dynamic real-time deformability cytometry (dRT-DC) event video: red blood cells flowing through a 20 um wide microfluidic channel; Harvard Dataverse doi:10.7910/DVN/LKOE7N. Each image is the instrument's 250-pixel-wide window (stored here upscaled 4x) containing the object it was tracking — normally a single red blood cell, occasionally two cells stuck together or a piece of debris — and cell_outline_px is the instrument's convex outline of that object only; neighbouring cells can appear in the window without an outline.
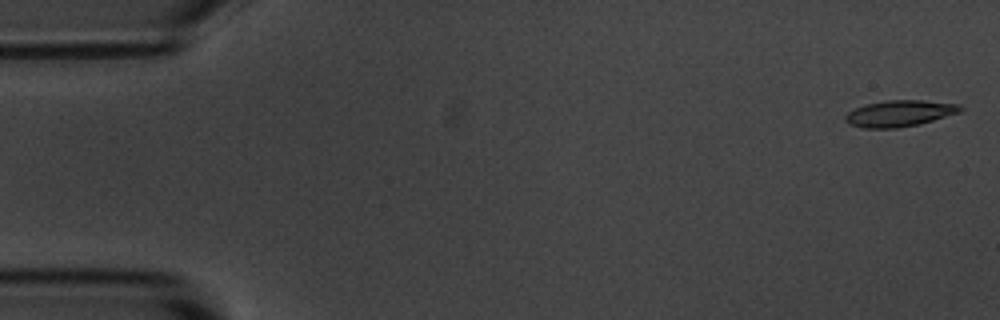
{"species": "common noctule bat (a hibernating species)", "species_latin": "Nyctalus noctula", "temperature_condition": "room temperature", "stored_images_in_passage": 5, "camera_frame_rate_fps": 3000, "um_per_image_px": 0.085, "animal": {"sex": "male", "body_mass_g": 20.1, "forearm_length_mm": 53.5}, "frame": {"image": 1, "passage_image": 1, "time_ms": 0.0, "image_size_px": [1000, 320], "cell_outline_px": [[964, 108], [960, 112], [920, 124], [896, 128], [864, 128], [848, 124], [844, 120], [844, 116], [848, 112], [864, 104], [884, 100], [920, 100], [960, 104]], "centroid_in_image_um": [76.44, 9.64], "position_along_channel_um": 8.6, "area_um2": 17.74}}
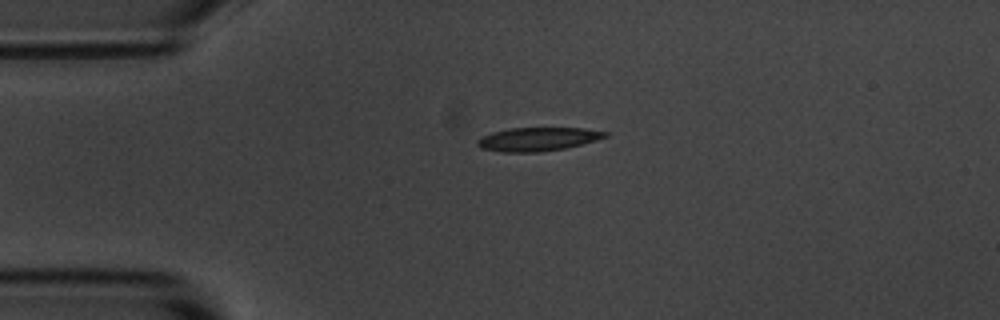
{"frame": {"image": 2, "passage_image": 4, "time_ms": 3.667, "image_size_px": [1000, 320], "cell_outline_px": [[608, 136], [596, 140], [564, 148], [540, 152], [500, 152], [480, 148], [476, 144], [476, 140], [492, 132], [512, 128], [584, 128], [608, 132]], "centroid_in_image_um": [45.69, 11.83], "position_along_channel_um": 39.3, "area_um2": 17.46}}